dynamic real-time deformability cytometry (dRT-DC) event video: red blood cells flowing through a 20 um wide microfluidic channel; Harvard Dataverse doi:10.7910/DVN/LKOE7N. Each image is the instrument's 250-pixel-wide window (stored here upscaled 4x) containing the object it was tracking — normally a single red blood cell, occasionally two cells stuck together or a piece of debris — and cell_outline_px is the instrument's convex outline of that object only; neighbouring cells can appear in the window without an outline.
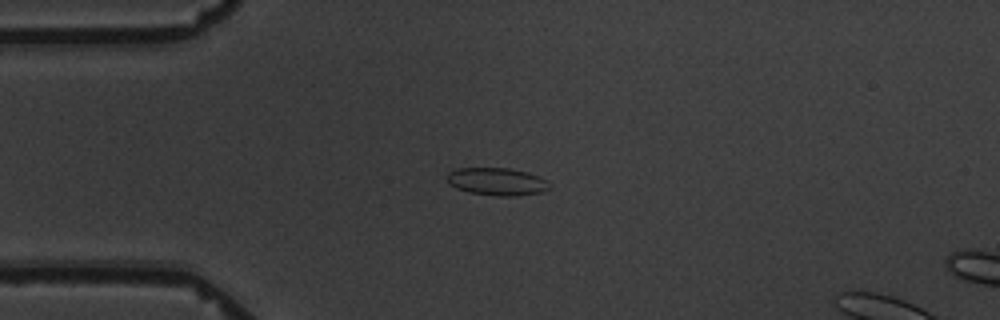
{"species": "common noctule bat (a hibernating species)", "species_latin": "Nyctalus noctula", "temperature_condition": "warm", "stored_images_in_passage": 4, "camera_frame_rate_fps": 3000, "um_per_image_px": 0.085, "animal": {"sex": "male", "body_mass_g": 19.5, "forearm_length_mm": 54.6}, "frame": {"image": 1, "passage_image": 2, "time_ms": 2.333, "image_size_px": [1000, 320], "cell_outline_px": [[552, 188], [540, 192], [520, 196], [496, 196], [468, 192], [456, 188], [448, 184], [448, 172], [456, 168], [508, 168], [528, 172], [540, 176], [548, 180], [552, 184]], "centroid_in_image_um": [42.29, 15.44], "position_along_channel_um": 42.7, "area_um2": 16.82}}